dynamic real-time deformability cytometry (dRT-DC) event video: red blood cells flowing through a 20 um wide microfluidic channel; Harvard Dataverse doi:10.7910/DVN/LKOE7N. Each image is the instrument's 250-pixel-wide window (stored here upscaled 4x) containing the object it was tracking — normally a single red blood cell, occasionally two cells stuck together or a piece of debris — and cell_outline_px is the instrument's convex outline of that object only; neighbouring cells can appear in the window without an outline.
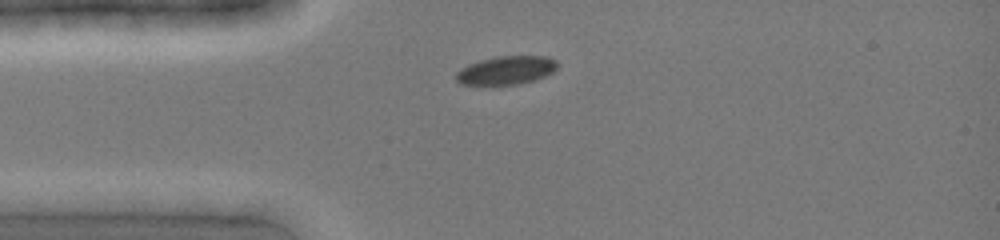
{"species": "common noctule bat (a hibernating species)", "species_latin": "Nyctalus noctula", "temperature_condition": "cold", "stored_images_in_passage": 9, "camera_frame_rate_fps": 3000, "um_per_image_px": 0.085, "animal": {"sex": "female", "body_mass_g": 19.0, "forearm_length_mm": 51.5}, "frame": {"image": 1, "passage_image": 1, "time_ms": 0.0, "image_size_px": [1000, 240], "cell_outline_px": [[556, 68], [552, 72], [544, 76], [520, 84], [460, 84], [456, 80], [456, 72], [460, 68], [468, 64], [480, 60], [496, 56], [544, 56], [556, 60]], "centroid_in_image_um": [42.99, 5.96], "position_along_channel_um": 42.0, "area_um2": 16.59}}
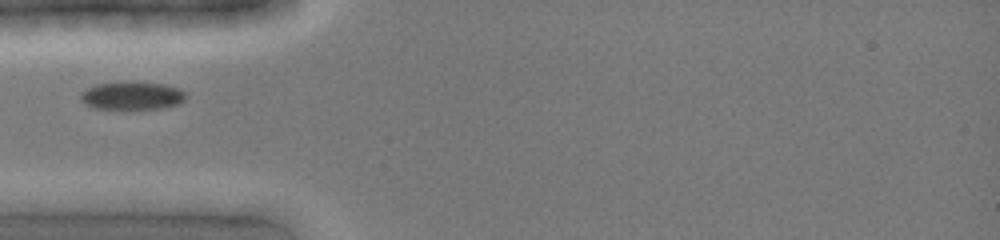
{"frame": {"image": 2, "passage_image": 4, "time_ms": 1.0, "image_size_px": [1000, 240], "cell_outline_px": [[184, 100], [176, 104], [160, 108], [92, 108], [80, 100], [80, 92], [96, 84], [164, 84], [176, 88], [184, 92]], "centroid_in_image_um": [11.16, 8.16], "position_along_channel_um": 73.8, "area_um2": 16.13}}